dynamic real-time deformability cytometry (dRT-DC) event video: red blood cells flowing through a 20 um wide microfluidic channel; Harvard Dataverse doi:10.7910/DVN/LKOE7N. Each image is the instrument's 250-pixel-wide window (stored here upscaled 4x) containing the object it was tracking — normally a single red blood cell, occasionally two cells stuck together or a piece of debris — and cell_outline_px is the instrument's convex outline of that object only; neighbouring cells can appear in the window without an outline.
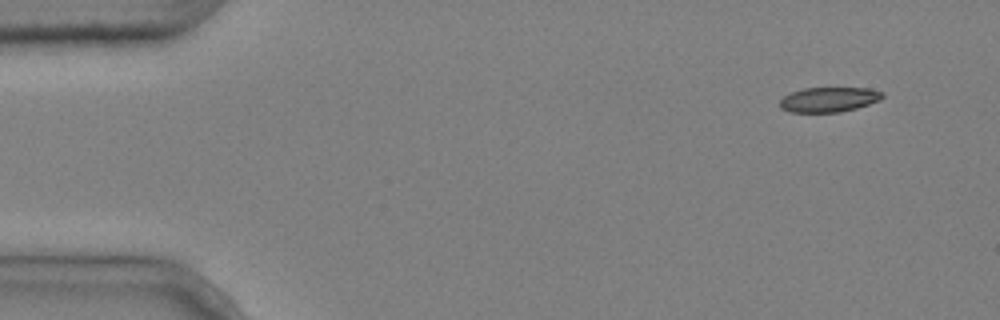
{"species": "common noctule bat (a hibernating species)", "species_latin": "Nyctalus noctula", "temperature_condition": "cold", "stored_images_in_passage": 4, "camera_frame_rate_fps": 3000, "um_per_image_px": 0.085, "animal": {"sex": "male", "body_mass_g": 20.4}, "frame": {"image": 1, "passage_image": 1, "time_ms": 0.0, "image_size_px": [1000, 320], "cell_outline_px": [[884, 96], [880, 100], [856, 108], [840, 112], [788, 112], [780, 108], [780, 100], [784, 96], [792, 92], [804, 88], [868, 88], [884, 92]], "centroid_in_image_um": [70.46, 8.46], "position_along_channel_um": 14.5, "area_um2": 14.85}}
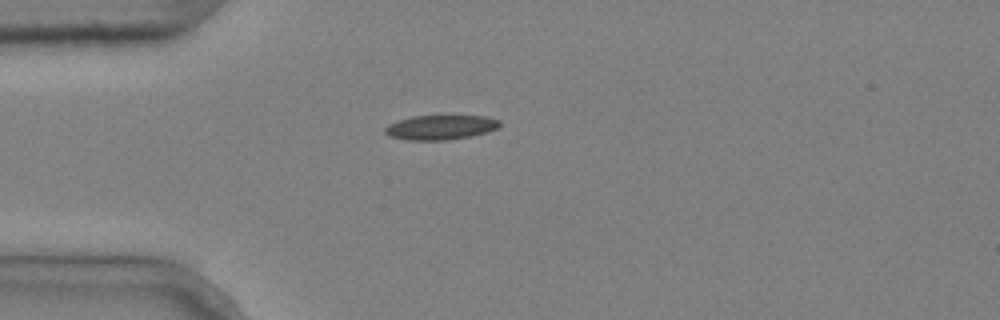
{"frame": {"image": 2, "passage_image": 4, "time_ms": 1.0, "image_size_px": [1000, 320], "cell_outline_px": [[500, 124], [496, 128], [488, 132], [472, 136], [448, 140], [404, 140], [388, 136], [384, 132], [384, 128], [388, 124], [412, 116], [484, 116], [500, 120]], "centroid_in_image_um": [37.42, 10.83], "position_along_channel_um": 47.6, "area_um2": 16.47}}